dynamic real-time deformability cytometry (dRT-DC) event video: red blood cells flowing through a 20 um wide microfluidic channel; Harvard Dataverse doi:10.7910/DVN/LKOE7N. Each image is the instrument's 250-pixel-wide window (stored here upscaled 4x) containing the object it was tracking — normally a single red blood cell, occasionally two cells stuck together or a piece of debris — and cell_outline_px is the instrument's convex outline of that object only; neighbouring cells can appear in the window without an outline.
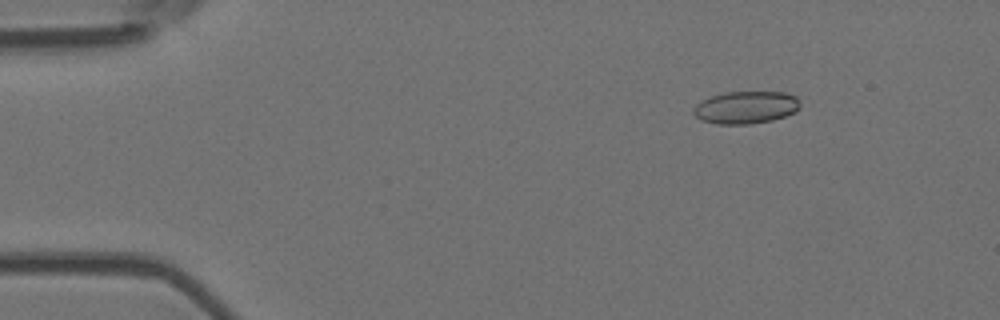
{"species": "Egyptian fruit bat (a non-hibernating species)", "species_latin": "Rousettus aegyptiacus", "temperature_condition": "room temperature", "stored_images_in_passage": 53, "camera_frame_rate_fps": 3000, "um_per_image_px": 0.085, "animal": {"sex": "female"}, "frame": {"image": 1, "passage_image": 7, "time_ms": 2.0, "image_size_px": [1000, 320], "cell_outline_px": [[800, 108], [796, 112], [772, 120], [748, 124], [716, 124], [700, 120], [692, 112], [692, 108], [696, 104], [712, 96], [724, 92], [784, 92], [796, 96], [800, 100]], "centroid_in_image_um": [63.41, 9.13], "position_along_channel_um": 21.6, "area_um2": 20.29}}
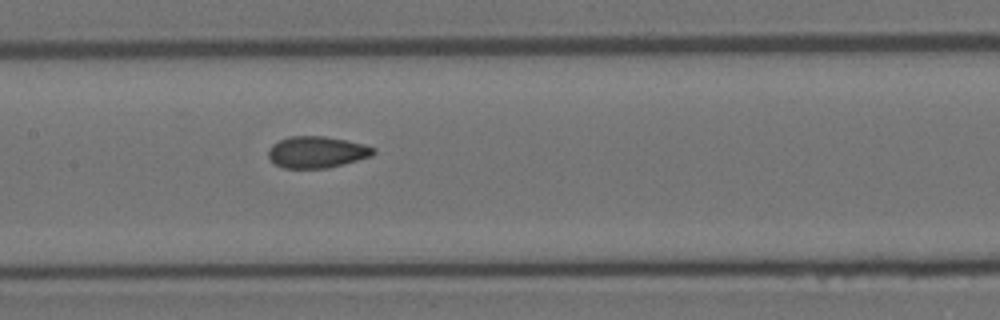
{"frame": {"image": 2, "passage_image": 26, "time_ms": 8.333, "image_size_px": [1000, 320], "cell_outline_px": [[376, 152], [372, 156], [328, 168], [284, 168], [276, 164], [268, 156], [268, 148], [272, 144], [288, 136], [324, 136], [364, 144], [376, 148]], "centroid_in_image_um": [26.93, 12.92], "position_along_channel_um": 180.5, "area_um2": 19.31}}
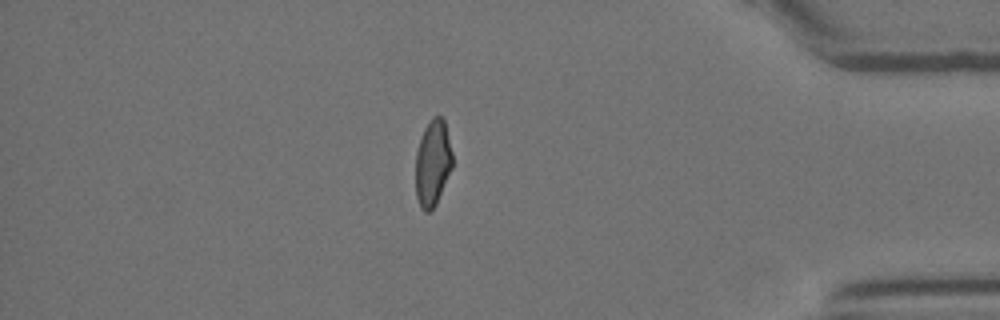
{"frame": {"image": 3, "passage_image": 46, "time_ms": 15.0, "image_size_px": [1000, 320], "cell_outline_px": [[452, 168], [436, 204], [428, 212], [424, 212], [420, 208], [416, 196], [416, 152], [424, 128], [432, 116], [440, 116], [444, 120], [452, 152]], "centroid_in_image_um": [36.77, 13.86], "position_along_channel_um": 398.4, "area_um2": 18.44}, "authors_computed_cell_mechanics": {"area_um2": 19.4208, "velocity_mm_per_s": 3.7985, "shape_relaxation_time_tau1_ms": null, "shape_relaxation_time_tau2_ms": 1.592, "deformation_change_tau1": null, "deformation_change_tau2": 0.0605}}